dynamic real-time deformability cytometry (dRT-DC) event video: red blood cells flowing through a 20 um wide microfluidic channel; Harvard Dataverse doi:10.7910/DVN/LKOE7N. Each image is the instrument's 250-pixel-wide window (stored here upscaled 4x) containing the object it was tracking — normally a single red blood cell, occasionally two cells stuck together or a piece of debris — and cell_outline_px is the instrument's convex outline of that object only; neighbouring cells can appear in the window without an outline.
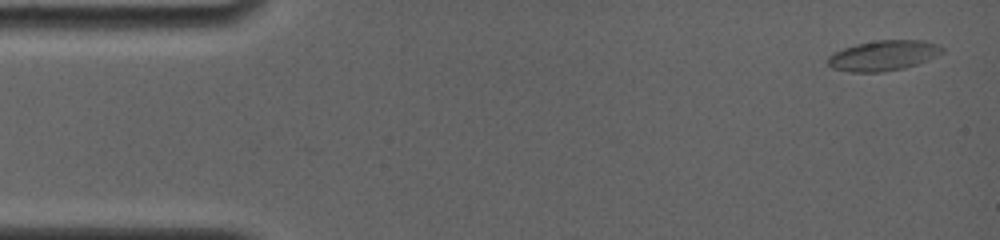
{"species": "common noctule bat (a hibernating species)", "species_latin": "Nyctalus noctula", "temperature_condition": "room temperature", "stored_images_in_passage": 6, "camera_frame_rate_fps": 4000, "um_per_image_px": 0.085, "animal": {"sex": "female", "body_mass_g": 19.0, "forearm_length_mm": 56.7}, "frame": {"image": 1, "passage_image": 1, "time_ms": 0.0, "image_size_px": [1000, 240], "cell_outline_px": [[944, 52], [928, 60], [904, 68], [880, 72], [848, 72], [832, 68], [828, 64], [828, 56], [832, 52], [856, 44], [876, 40], [924, 40], [936, 44], [944, 48]], "centroid_in_image_um": [75.07, 4.72], "position_along_channel_um": 9.9, "area_um2": 20.23}}
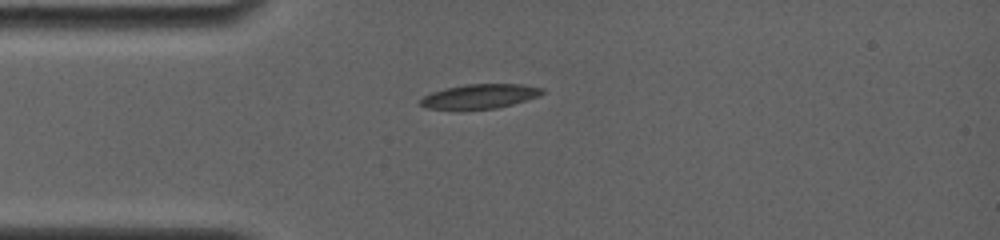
{"frame": {"image": 2, "passage_image": 5, "time_ms": 3.5, "image_size_px": [1000, 240], "cell_outline_px": [[544, 92], [540, 96], [512, 104], [496, 108], [424, 108], [420, 104], [420, 100], [424, 96], [432, 92], [464, 84], [524, 84], [544, 88]], "centroid_in_image_um": [40.84, 8.16], "position_along_channel_um": 44.2, "area_um2": 16.99}}